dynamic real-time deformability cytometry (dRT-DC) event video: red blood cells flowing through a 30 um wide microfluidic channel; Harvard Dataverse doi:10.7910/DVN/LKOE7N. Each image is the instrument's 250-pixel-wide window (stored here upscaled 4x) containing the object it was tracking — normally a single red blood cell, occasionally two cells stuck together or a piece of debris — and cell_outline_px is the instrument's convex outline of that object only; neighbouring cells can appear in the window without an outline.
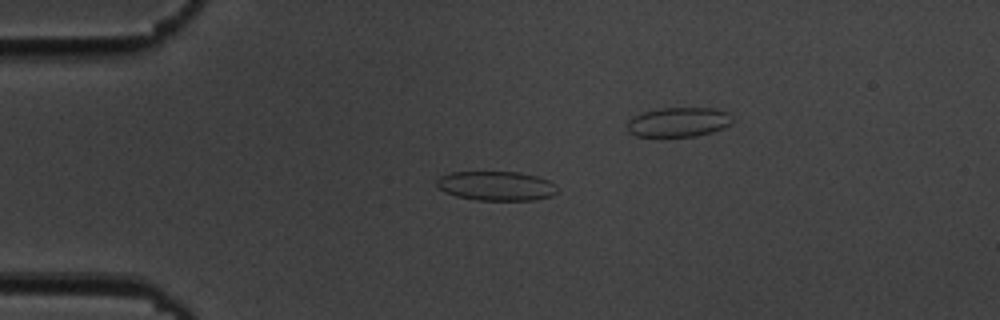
{"species": "common noctule bat (a hibernating species)", "species_latin": "Nyctalus noctula", "temperature_condition": "cold", "stored_images_in_passage": 32, "camera_frame_rate_fps": 3000, "um_per_image_px": 0.085, "animal": {"sex": "male", "body_mass_g": 19.5, "forearm_length_mm": 54.6}, "frame": {"image": 1, "passage_image": 1, "time_ms": 0.0, "image_size_px": [1000, 320], "cell_outline_px": [[560, 188], [552, 196], [536, 200], [476, 200], [456, 196], [444, 192], [436, 184], [436, 180], [440, 176], [452, 172], [520, 172], [536, 176], [548, 180]], "centroid_in_image_um": [42.2, 15.8], "position_along_channel_um": 42.8, "area_um2": 20.75}}
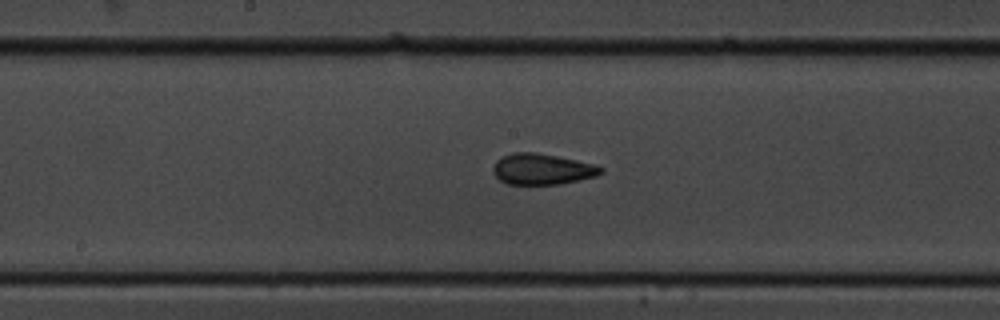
{"frame": {"image": 2, "passage_image": 16, "time_ms": 5.0, "image_size_px": [1000, 320], "cell_outline_px": [[604, 172], [596, 176], [560, 184], [508, 184], [500, 180], [492, 172], [492, 168], [496, 160], [512, 152], [536, 152], [576, 160], [592, 164], [604, 168]], "centroid_in_image_um": [46.06, 14.37], "position_along_channel_um": 202.1, "area_um2": 19.36}}
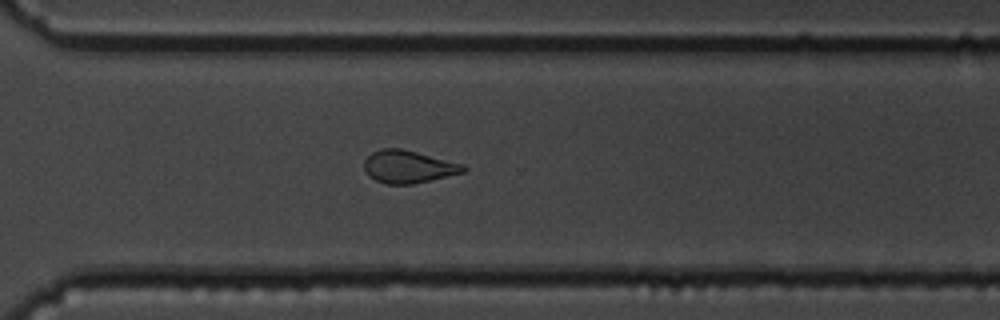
{"frame": {"image": 3, "passage_image": 27, "time_ms": 8.667, "image_size_px": [1000, 320], "cell_outline_px": [[468, 168], [464, 172], [412, 184], [388, 184], [376, 180], [368, 176], [364, 168], [364, 160], [372, 152], [380, 148], [400, 148], [464, 164]], "centroid_in_image_um": [34.69, 14.16], "position_along_channel_um": 335.9, "area_um2": 18.73}}